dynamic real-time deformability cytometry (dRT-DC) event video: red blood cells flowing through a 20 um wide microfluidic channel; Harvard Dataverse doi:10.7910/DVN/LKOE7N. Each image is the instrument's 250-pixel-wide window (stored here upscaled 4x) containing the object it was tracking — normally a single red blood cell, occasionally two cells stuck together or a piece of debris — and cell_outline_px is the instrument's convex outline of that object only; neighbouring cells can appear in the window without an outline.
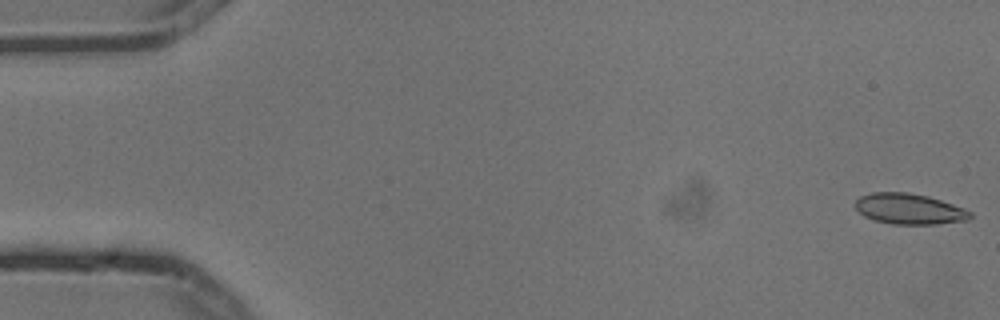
{"species": "common noctule bat (a hibernating species)", "species_latin": "Nyctalus noctula", "temperature_condition": "cold", "stored_images_in_passage": 5, "camera_frame_rate_fps": 3000, "um_per_image_px": 0.085, "animal": {"sex": "male", "body_mass_g": 13.3}, "frame": {"image": 1, "passage_image": 1, "time_ms": 0.0, "image_size_px": [1000, 320], "cell_outline_px": [[972, 216], [968, 220], [936, 224], [892, 224], [876, 220], [864, 216], [856, 208], [856, 200], [860, 196], [872, 192], [908, 192], [928, 196], [964, 208], [972, 212]], "centroid_in_image_um": [77.3, 17.75], "position_along_channel_um": 7.7, "area_um2": 20.46}}
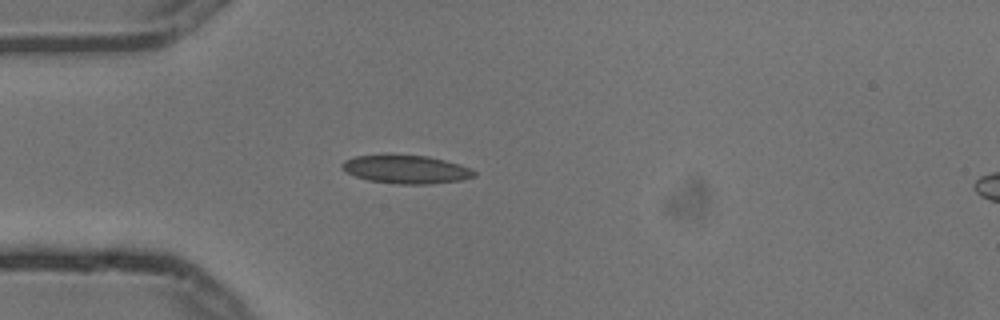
{"frame": {"image": 2, "passage_image": 5, "time_ms": 1.333, "image_size_px": [1000, 320], "cell_outline_px": [[476, 176], [460, 180], [428, 184], [396, 184], [368, 180], [344, 172], [340, 164], [344, 160], [356, 156], [428, 156], [444, 160], [468, 168], [476, 172]], "centroid_in_image_um": [34.48, 14.42], "position_along_channel_um": 50.5, "area_um2": 21.33}}